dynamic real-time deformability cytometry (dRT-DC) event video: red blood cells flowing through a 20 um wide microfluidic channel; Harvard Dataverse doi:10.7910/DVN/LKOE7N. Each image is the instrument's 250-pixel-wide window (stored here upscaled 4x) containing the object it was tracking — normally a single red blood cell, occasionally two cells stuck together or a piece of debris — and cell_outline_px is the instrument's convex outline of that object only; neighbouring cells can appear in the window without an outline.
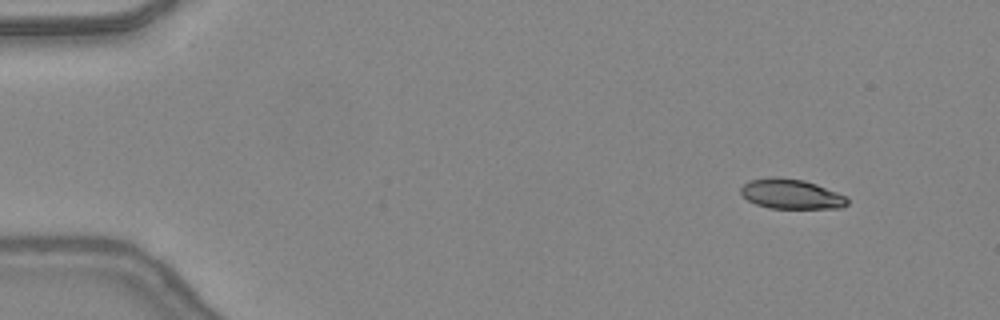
{"species": "common noctule bat (a hibernating species)", "species_latin": "Nyctalus noctula", "temperature_condition": "warm", "stored_images_in_passage": 18, "camera_frame_rate_fps": 3000, "um_per_image_px": 0.085, "animal": {"sex": "female", "body_mass_g": 24.6, "forearm_length_mm": 56.2}, "frame": {"image": 1, "passage_image": 1, "time_ms": 0.0, "image_size_px": [1000, 320], "cell_outline_px": [[848, 204], [840, 208], [768, 208], [756, 204], [748, 200], [740, 192], [740, 188], [744, 184], [752, 180], [772, 176], [776, 176], [804, 180], [816, 184], [836, 192], [844, 196], [848, 200]], "centroid_in_image_um": [67.23, 16.49], "position_along_channel_um": 17.8, "area_um2": 18.38}}
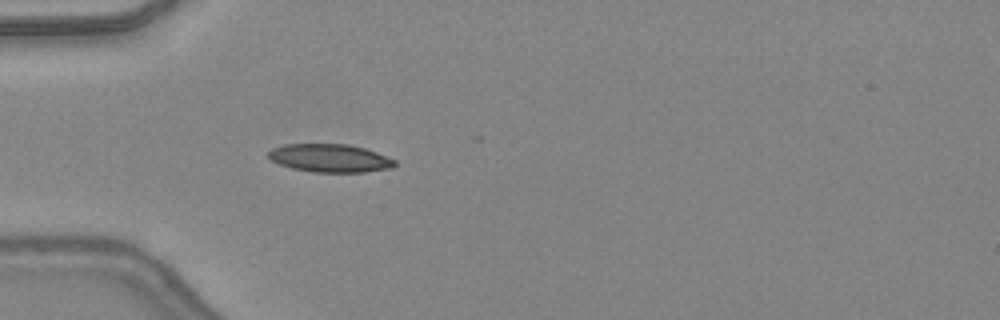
{"frame": {"image": 2, "passage_image": 11, "time_ms": 3.333, "image_size_px": [1000, 320], "cell_outline_px": [[396, 164], [392, 168], [364, 172], [312, 172], [292, 168], [280, 164], [272, 160], [268, 156], [268, 152], [272, 148], [284, 144], [348, 144], [364, 148], [376, 152], [396, 160]], "centroid_in_image_um": [28.05, 13.44], "position_along_channel_um": 56.9, "area_um2": 20.69}}
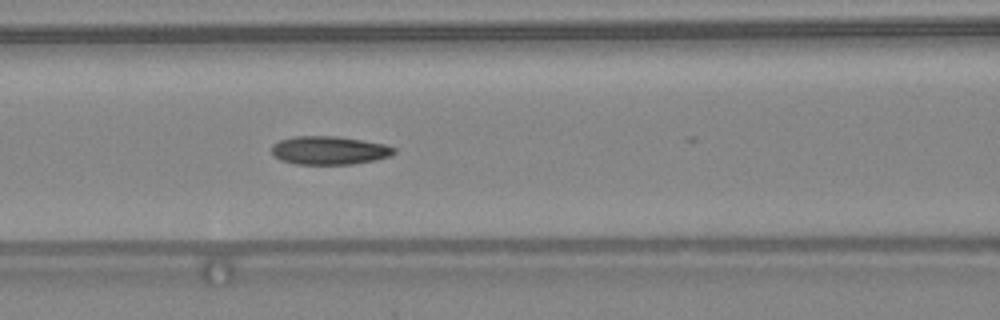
{"frame": {"image": 3, "passage_image": 17, "time_ms": 5.333, "image_size_px": [1000, 320], "cell_outline_px": [[396, 152], [392, 156], [376, 160], [352, 164], [296, 164], [280, 160], [272, 152], [272, 144], [280, 140], [292, 136], [336, 136], [384, 144], [396, 148]], "centroid_in_image_um": [28.0, 12.78], "position_along_channel_um": 138.6, "area_um2": 20.29}}